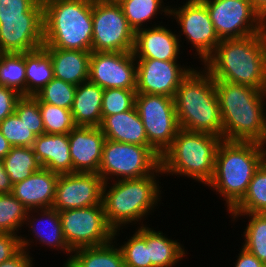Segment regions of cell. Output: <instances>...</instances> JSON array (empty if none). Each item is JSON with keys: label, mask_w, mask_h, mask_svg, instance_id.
<instances>
[{"label": "cell", "mask_w": 266, "mask_h": 267, "mask_svg": "<svg viewBox=\"0 0 266 267\" xmlns=\"http://www.w3.org/2000/svg\"><path fill=\"white\" fill-rule=\"evenodd\" d=\"M202 65L214 80L266 91V38L257 33L241 39H223Z\"/></svg>", "instance_id": "obj_1"}, {"label": "cell", "mask_w": 266, "mask_h": 267, "mask_svg": "<svg viewBox=\"0 0 266 267\" xmlns=\"http://www.w3.org/2000/svg\"><path fill=\"white\" fill-rule=\"evenodd\" d=\"M159 175H163L161 167L143 178L104 183L102 205L106 220L114 231L127 229L129 224L136 227L138 222L144 226L143 221L161 204L163 191L157 178L161 177Z\"/></svg>", "instance_id": "obj_2"}, {"label": "cell", "mask_w": 266, "mask_h": 267, "mask_svg": "<svg viewBox=\"0 0 266 267\" xmlns=\"http://www.w3.org/2000/svg\"><path fill=\"white\" fill-rule=\"evenodd\" d=\"M223 123V140L257 142L263 131L266 91L214 80Z\"/></svg>", "instance_id": "obj_3"}, {"label": "cell", "mask_w": 266, "mask_h": 267, "mask_svg": "<svg viewBox=\"0 0 266 267\" xmlns=\"http://www.w3.org/2000/svg\"><path fill=\"white\" fill-rule=\"evenodd\" d=\"M201 68L203 70L193 68L175 93L179 126L183 130L209 133L223 139V123L214 79L205 68Z\"/></svg>", "instance_id": "obj_4"}, {"label": "cell", "mask_w": 266, "mask_h": 267, "mask_svg": "<svg viewBox=\"0 0 266 267\" xmlns=\"http://www.w3.org/2000/svg\"><path fill=\"white\" fill-rule=\"evenodd\" d=\"M265 160L256 142L222 140L213 177L206 186L223 197L229 212L246 194L252 177Z\"/></svg>", "instance_id": "obj_5"}, {"label": "cell", "mask_w": 266, "mask_h": 267, "mask_svg": "<svg viewBox=\"0 0 266 267\" xmlns=\"http://www.w3.org/2000/svg\"><path fill=\"white\" fill-rule=\"evenodd\" d=\"M43 48L92 51V0H42Z\"/></svg>", "instance_id": "obj_6"}, {"label": "cell", "mask_w": 266, "mask_h": 267, "mask_svg": "<svg viewBox=\"0 0 266 267\" xmlns=\"http://www.w3.org/2000/svg\"><path fill=\"white\" fill-rule=\"evenodd\" d=\"M222 140L209 133L180 129L171 146L161 155L163 176H185L206 186L213 177L216 153Z\"/></svg>", "instance_id": "obj_7"}, {"label": "cell", "mask_w": 266, "mask_h": 267, "mask_svg": "<svg viewBox=\"0 0 266 267\" xmlns=\"http://www.w3.org/2000/svg\"><path fill=\"white\" fill-rule=\"evenodd\" d=\"M160 167L161 156L151 147L106 139L98 174L105 183L143 178Z\"/></svg>", "instance_id": "obj_8"}, {"label": "cell", "mask_w": 266, "mask_h": 267, "mask_svg": "<svg viewBox=\"0 0 266 267\" xmlns=\"http://www.w3.org/2000/svg\"><path fill=\"white\" fill-rule=\"evenodd\" d=\"M93 52H133L135 32L117 0H92Z\"/></svg>", "instance_id": "obj_9"}, {"label": "cell", "mask_w": 266, "mask_h": 267, "mask_svg": "<svg viewBox=\"0 0 266 267\" xmlns=\"http://www.w3.org/2000/svg\"><path fill=\"white\" fill-rule=\"evenodd\" d=\"M135 108L143 122L148 146L161 156L180 130L174 98L155 94H136Z\"/></svg>", "instance_id": "obj_10"}, {"label": "cell", "mask_w": 266, "mask_h": 267, "mask_svg": "<svg viewBox=\"0 0 266 267\" xmlns=\"http://www.w3.org/2000/svg\"><path fill=\"white\" fill-rule=\"evenodd\" d=\"M63 234L68 246H101L113 240L114 230L109 226L102 204L59 211Z\"/></svg>", "instance_id": "obj_11"}, {"label": "cell", "mask_w": 266, "mask_h": 267, "mask_svg": "<svg viewBox=\"0 0 266 267\" xmlns=\"http://www.w3.org/2000/svg\"><path fill=\"white\" fill-rule=\"evenodd\" d=\"M184 2L180 6H170V17L180 26L178 38L181 39V36L185 35L186 41L195 48L193 57L198 56L197 59L199 58L203 64L213 54L221 40L216 34L205 4L201 0Z\"/></svg>", "instance_id": "obj_12"}, {"label": "cell", "mask_w": 266, "mask_h": 267, "mask_svg": "<svg viewBox=\"0 0 266 267\" xmlns=\"http://www.w3.org/2000/svg\"><path fill=\"white\" fill-rule=\"evenodd\" d=\"M220 40L261 33V15L250 0H201Z\"/></svg>", "instance_id": "obj_13"}, {"label": "cell", "mask_w": 266, "mask_h": 267, "mask_svg": "<svg viewBox=\"0 0 266 267\" xmlns=\"http://www.w3.org/2000/svg\"><path fill=\"white\" fill-rule=\"evenodd\" d=\"M137 64L133 52H93L88 81L103 89L136 90Z\"/></svg>", "instance_id": "obj_14"}, {"label": "cell", "mask_w": 266, "mask_h": 267, "mask_svg": "<svg viewBox=\"0 0 266 267\" xmlns=\"http://www.w3.org/2000/svg\"><path fill=\"white\" fill-rule=\"evenodd\" d=\"M137 64L136 94H155L174 98L181 81L193 67L179 61L135 58ZM179 62V63H178Z\"/></svg>", "instance_id": "obj_15"}, {"label": "cell", "mask_w": 266, "mask_h": 267, "mask_svg": "<svg viewBox=\"0 0 266 267\" xmlns=\"http://www.w3.org/2000/svg\"><path fill=\"white\" fill-rule=\"evenodd\" d=\"M103 185L98 173L59 174L52 208L63 211L102 204Z\"/></svg>", "instance_id": "obj_16"}, {"label": "cell", "mask_w": 266, "mask_h": 267, "mask_svg": "<svg viewBox=\"0 0 266 267\" xmlns=\"http://www.w3.org/2000/svg\"><path fill=\"white\" fill-rule=\"evenodd\" d=\"M43 12L24 18H0V53H26L43 47Z\"/></svg>", "instance_id": "obj_17"}, {"label": "cell", "mask_w": 266, "mask_h": 267, "mask_svg": "<svg viewBox=\"0 0 266 267\" xmlns=\"http://www.w3.org/2000/svg\"><path fill=\"white\" fill-rule=\"evenodd\" d=\"M24 225H26V228L28 226L30 235L35 239L31 237L27 239V236L23 237L24 235L21 234L20 243L22 249L30 253L31 248L29 247H32L31 244H34V240L36 243L42 244L44 248L46 246L51 248L52 251L55 249L67 254V256L69 255L62 265L63 267L70 261L73 250L65 240L59 211L54 208L28 210Z\"/></svg>", "instance_id": "obj_18"}, {"label": "cell", "mask_w": 266, "mask_h": 267, "mask_svg": "<svg viewBox=\"0 0 266 267\" xmlns=\"http://www.w3.org/2000/svg\"><path fill=\"white\" fill-rule=\"evenodd\" d=\"M72 173H98L105 135L100 127L77 126L68 134Z\"/></svg>", "instance_id": "obj_19"}, {"label": "cell", "mask_w": 266, "mask_h": 267, "mask_svg": "<svg viewBox=\"0 0 266 267\" xmlns=\"http://www.w3.org/2000/svg\"><path fill=\"white\" fill-rule=\"evenodd\" d=\"M160 22L135 32L133 54L135 58H151L162 61H178L180 42L176 31Z\"/></svg>", "instance_id": "obj_20"}, {"label": "cell", "mask_w": 266, "mask_h": 267, "mask_svg": "<svg viewBox=\"0 0 266 267\" xmlns=\"http://www.w3.org/2000/svg\"><path fill=\"white\" fill-rule=\"evenodd\" d=\"M59 174L41 168L13 185L12 195L28 210L52 208Z\"/></svg>", "instance_id": "obj_21"}, {"label": "cell", "mask_w": 266, "mask_h": 267, "mask_svg": "<svg viewBox=\"0 0 266 267\" xmlns=\"http://www.w3.org/2000/svg\"><path fill=\"white\" fill-rule=\"evenodd\" d=\"M32 148L43 168L58 174L72 173L68 134L36 136Z\"/></svg>", "instance_id": "obj_22"}, {"label": "cell", "mask_w": 266, "mask_h": 267, "mask_svg": "<svg viewBox=\"0 0 266 267\" xmlns=\"http://www.w3.org/2000/svg\"><path fill=\"white\" fill-rule=\"evenodd\" d=\"M100 129L106 139L148 146L146 131L135 106L129 111L105 116Z\"/></svg>", "instance_id": "obj_23"}, {"label": "cell", "mask_w": 266, "mask_h": 267, "mask_svg": "<svg viewBox=\"0 0 266 267\" xmlns=\"http://www.w3.org/2000/svg\"><path fill=\"white\" fill-rule=\"evenodd\" d=\"M44 49L51 57L55 78L75 86L88 81L91 51Z\"/></svg>", "instance_id": "obj_24"}, {"label": "cell", "mask_w": 266, "mask_h": 267, "mask_svg": "<svg viewBox=\"0 0 266 267\" xmlns=\"http://www.w3.org/2000/svg\"><path fill=\"white\" fill-rule=\"evenodd\" d=\"M135 229L149 247L151 267H173L189 254L181 242L165 236L162 231H156L147 224Z\"/></svg>", "instance_id": "obj_25"}, {"label": "cell", "mask_w": 266, "mask_h": 267, "mask_svg": "<svg viewBox=\"0 0 266 267\" xmlns=\"http://www.w3.org/2000/svg\"><path fill=\"white\" fill-rule=\"evenodd\" d=\"M104 89L90 81L76 87L71 108L77 126L100 127Z\"/></svg>", "instance_id": "obj_26"}, {"label": "cell", "mask_w": 266, "mask_h": 267, "mask_svg": "<svg viewBox=\"0 0 266 267\" xmlns=\"http://www.w3.org/2000/svg\"><path fill=\"white\" fill-rule=\"evenodd\" d=\"M120 233V229L114 231L113 240L107 244L74 249L70 261L64 267H125L122 252L117 245Z\"/></svg>", "instance_id": "obj_27"}, {"label": "cell", "mask_w": 266, "mask_h": 267, "mask_svg": "<svg viewBox=\"0 0 266 267\" xmlns=\"http://www.w3.org/2000/svg\"><path fill=\"white\" fill-rule=\"evenodd\" d=\"M26 96H35L53 78L51 57L43 48L25 53Z\"/></svg>", "instance_id": "obj_28"}, {"label": "cell", "mask_w": 266, "mask_h": 267, "mask_svg": "<svg viewBox=\"0 0 266 267\" xmlns=\"http://www.w3.org/2000/svg\"><path fill=\"white\" fill-rule=\"evenodd\" d=\"M165 1V0H164ZM163 0H117L121 5L124 15L130 27L137 32L138 30L148 28V22L152 24V20L157 15L168 16L170 18V5L164 3ZM166 4V6L164 5ZM164 13V14H162Z\"/></svg>", "instance_id": "obj_29"}, {"label": "cell", "mask_w": 266, "mask_h": 267, "mask_svg": "<svg viewBox=\"0 0 266 267\" xmlns=\"http://www.w3.org/2000/svg\"><path fill=\"white\" fill-rule=\"evenodd\" d=\"M231 221L248 218L243 234L244 247L266 265V213H229Z\"/></svg>", "instance_id": "obj_30"}, {"label": "cell", "mask_w": 266, "mask_h": 267, "mask_svg": "<svg viewBox=\"0 0 266 267\" xmlns=\"http://www.w3.org/2000/svg\"><path fill=\"white\" fill-rule=\"evenodd\" d=\"M2 162L13 185L42 168L32 147H12Z\"/></svg>", "instance_id": "obj_31"}, {"label": "cell", "mask_w": 266, "mask_h": 267, "mask_svg": "<svg viewBox=\"0 0 266 267\" xmlns=\"http://www.w3.org/2000/svg\"><path fill=\"white\" fill-rule=\"evenodd\" d=\"M228 213H266V160L252 177L246 194Z\"/></svg>", "instance_id": "obj_32"}, {"label": "cell", "mask_w": 266, "mask_h": 267, "mask_svg": "<svg viewBox=\"0 0 266 267\" xmlns=\"http://www.w3.org/2000/svg\"><path fill=\"white\" fill-rule=\"evenodd\" d=\"M0 85L26 96L25 53H0Z\"/></svg>", "instance_id": "obj_33"}, {"label": "cell", "mask_w": 266, "mask_h": 267, "mask_svg": "<svg viewBox=\"0 0 266 267\" xmlns=\"http://www.w3.org/2000/svg\"><path fill=\"white\" fill-rule=\"evenodd\" d=\"M27 213L28 209L12 193L0 194V233L20 236Z\"/></svg>", "instance_id": "obj_34"}, {"label": "cell", "mask_w": 266, "mask_h": 267, "mask_svg": "<svg viewBox=\"0 0 266 267\" xmlns=\"http://www.w3.org/2000/svg\"><path fill=\"white\" fill-rule=\"evenodd\" d=\"M39 109L46 134H69L77 127L70 109L47 103H39Z\"/></svg>", "instance_id": "obj_35"}, {"label": "cell", "mask_w": 266, "mask_h": 267, "mask_svg": "<svg viewBox=\"0 0 266 267\" xmlns=\"http://www.w3.org/2000/svg\"><path fill=\"white\" fill-rule=\"evenodd\" d=\"M75 85L64 82L61 79L53 78L34 97L39 103H47L65 109L72 108L76 93Z\"/></svg>", "instance_id": "obj_36"}, {"label": "cell", "mask_w": 266, "mask_h": 267, "mask_svg": "<svg viewBox=\"0 0 266 267\" xmlns=\"http://www.w3.org/2000/svg\"><path fill=\"white\" fill-rule=\"evenodd\" d=\"M0 130L12 147H32L36 139V135L15 112L0 122Z\"/></svg>", "instance_id": "obj_37"}, {"label": "cell", "mask_w": 266, "mask_h": 267, "mask_svg": "<svg viewBox=\"0 0 266 267\" xmlns=\"http://www.w3.org/2000/svg\"><path fill=\"white\" fill-rule=\"evenodd\" d=\"M128 238L126 237L127 241H123V244H117L122 252L125 267H151L146 241L136 231Z\"/></svg>", "instance_id": "obj_38"}, {"label": "cell", "mask_w": 266, "mask_h": 267, "mask_svg": "<svg viewBox=\"0 0 266 267\" xmlns=\"http://www.w3.org/2000/svg\"><path fill=\"white\" fill-rule=\"evenodd\" d=\"M136 90L121 88L104 89L102 100V119L131 110L135 106Z\"/></svg>", "instance_id": "obj_39"}, {"label": "cell", "mask_w": 266, "mask_h": 267, "mask_svg": "<svg viewBox=\"0 0 266 267\" xmlns=\"http://www.w3.org/2000/svg\"><path fill=\"white\" fill-rule=\"evenodd\" d=\"M15 113L28 125L34 135L39 136L45 133L39 101L34 96H22L16 103Z\"/></svg>", "instance_id": "obj_40"}, {"label": "cell", "mask_w": 266, "mask_h": 267, "mask_svg": "<svg viewBox=\"0 0 266 267\" xmlns=\"http://www.w3.org/2000/svg\"><path fill=\"white\" fill-rule=\"evenodd\" d=\"M25 12H43L42 0H0V18H24Z\"/></svg>", "instance_id": "obj_41"}, {"label": "cell", "mask_w": 266, "mask_h": 267, "mask_svg": "<svg viewBox=\"0 0 266 267\" xmlns=\"http://www.w3.org/2000/svg\"><path fill=\"white\" fill-rule=\"evenodd\" d=\"M21 97L16 90L0 85V122L15 112L16 103Z\"/></svg>", "instance_id": "obj_42"}, {"label": "cell", "mask_w": 266, "mask_h": 267, "mask_svg": "<svg viewBox=\"0 0 266 267\" xmlns=\"http://www.w3.org/2000/svg\"><path fill=\"white\" fill-rule=\"evenodd\" d=\"M20 236L0 233V263L9 260L21 250Z\"/></svg>", "instance_id": "obj_43"}, {"label": "cell", "mask_w": 266, "mask_h": 267, "mask_svg": "<svg viewBox=\"0 0 266 267\" xmlns=\"http://www.w3.org/2000/svg\"><path fill=\"white\" fill-rule=\"evenodd\" d=\"M33 257L31 253L25 249H21L16 255H14L9 260L3 261L0 263V267H33Z\"/></svg>", "instance_id": "obj_44"}, {"label": "cell", "mask_w": 266, "mask_h": 267, "mask_svg": "<svg viewBox=\"0 0 266 267\" xmlns=\"http://www.w3.org/2000/svg\"><path fill=\"white\" fill-rule=\"evenodd\" d=\"M238 255L234 267H266L264 263L242 246Z\"/></svg>", "instance_id": "obj_45"}, {"label": "cell", "mask_w": 266, "mask_h": 267, "mask_svg": "<svg viewBox=\"0 0 266 267\" xmlns=\"http://www.w3.org/2000/svg\"><path fill=\"white\" fill-rule=\"evenodd\" d=\"M13 184L6 173L2 159H0V194L11 193Z\"/></svg>", "instance_id": "obj_46"}, {"label": "cell", "mask_w": 266, "mask_h": 267, "mask_svg": "<svg viewBox=\"0 0 266 267\" xmlns=\"http://www.w3.org/2000/svg\"><path fill=\"white\" fill-rule=\"evenodd\" d=\"M259 150L262 152V155L266 158V115L263 123V131L261 137L256 142Z\"/></svg>", "instance_id": "obj_47"}, {"label": "cell", "mask_w": 266, "mask_h": 267, "mask_svg": "<svg viewBox=\"0 0 266 267\" xmlns=\"http://www.w3.org/2000/svg\"><path fill=\"white\" fill-rule=\"evenodd\" d=\"M12 146L2 135L0 130V159H3L11 150Z\"/></svg>", "instance_id": "obj_48"}, {"label": "cell", "mask_w": 266, "mask_h": 267, "mask_svg": "<svg viewBox=\"0 0 266 267\" xmlns=\"http://www.w3.org/2000/svg\"><path fill=\"white\" fill-rule=\"evenodd\" d=\"M253 8L262 15L266 11V0H250Z\"/></svg>", "instance_id": "obj_49"}, {"label": "cell", "mask_w": 266, "mask_h": 267, "mask_svg": "<svg viewBox=\"0 0 266 267\" xmlns=\"http://www.w3.org/2000/svg\"><path fill=\"white\" fill-rule=\"evenodd\" d=\"M261 33L266 38V11L261 15Z\"/></svg>", "instance_id": "obj_50"}]
</instances>
